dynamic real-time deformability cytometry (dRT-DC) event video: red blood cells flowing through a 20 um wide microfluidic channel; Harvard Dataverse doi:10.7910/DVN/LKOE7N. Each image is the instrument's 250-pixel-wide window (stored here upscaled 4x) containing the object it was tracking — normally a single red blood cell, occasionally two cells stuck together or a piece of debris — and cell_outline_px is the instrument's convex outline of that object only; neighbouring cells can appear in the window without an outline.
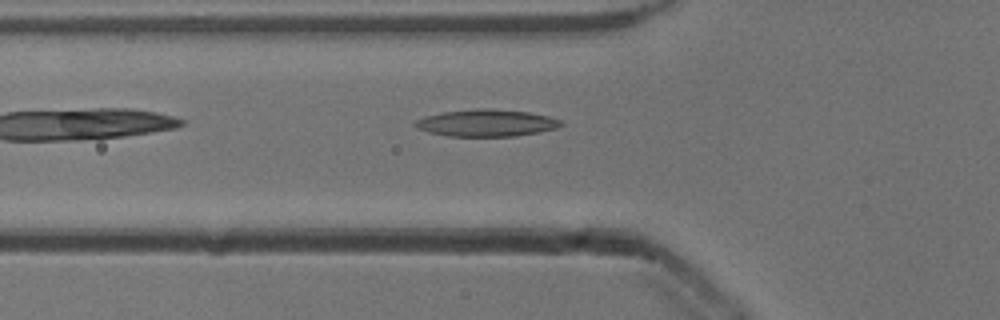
{"species": "common noctule bat (a hibernating species)", "species_latin": "Nyctalus noctula", "temperature_condition": "cold", "stored_images_in_passage": 33, "camera_frame_rate_fps": 3000, "um_per_image_px": 0.085, "animal": {"sex": "male", "body_mass_g": 13.3}, "frame": {"image": 1, "passage_image": 2, "time_ms": 0.333, "image_size_px": [1000, 320], "cell_outline_px": [[564, 124], [556, 128], [540, 132], [516, 136], [448, 136], [428, 132], [416, 128], [412, 124], [416, 120], [424, 116], [444, 112], [480, 108], [488, 108], [528, 112], [548, 116], [560, 120]], "centroid_in_image_um": [41.33, 10.45], "position_along_channel_um": 84.5, "area_um2": 22.95}}
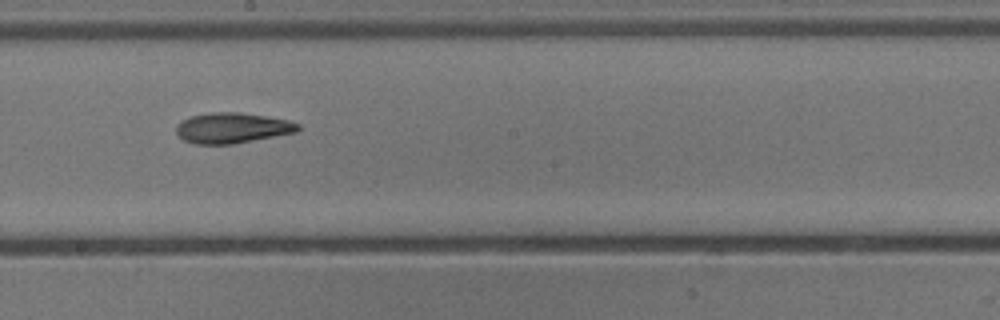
{"frame": {"image": 2, "passage_image": 13, "time_ms": 4.0, "image_size_px": [1000, 320], "cell_outline_px": [[300, 128], [296, 132], [276, 136], [232, 144], [196, 144], [184, 140], [176, 132], [176, 124], [180, 120], [192, 116], [208, 112], [240, 112], [288, 120], [300, 124]], "centroid_in_image_um": [19.72, 10.87], "position_along_channel_um": 228.5, "area_um2": 21.62}}
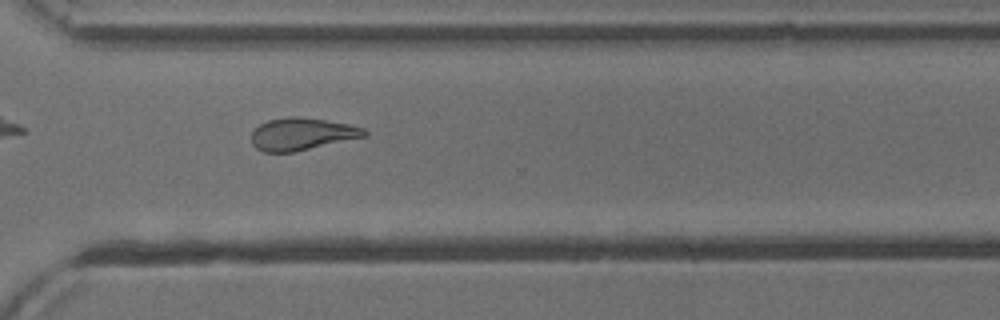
{"frame": {"image": 3, "passage_image": 22, "time_ms": 7.0, "image_size_px": [1000, 320], "cell_outline_px": [[368, 136], [292, 152], [264, 152], [256, 148], [252, 144], [252, 132], [260, 124], [268, 120], [288, 116], [296, 116], [324, 120], [348, 124], [364, 128], [368, 132]], "centroid_in_image_um": [25.66, 11.39], "position_along_channel_um": 344.9, "area_um2": 21.15}, "authors_computed_cell_mechanics": {"area_um2": 21.5594, "velocity_mm_per_s": 3.8988, "shape_relaxation_time_tau1_ms": 5.4819, "shape_relaxation_time_tau2_ms": 3.4455, "deformation_change_tau1": 0.1718, "deformation_change_tau2": 0.1177}}